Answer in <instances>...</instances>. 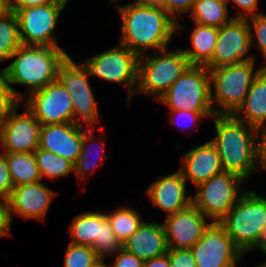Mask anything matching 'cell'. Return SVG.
I'll use <instances>...</instances> for the list:
<instances>
[{"label": "cell", "mask_w": 266, "mask_h": 267, "mask_svg": "<svg viewBox=\"0 0 266 267\" xmlns=\"http://www.w3.org/2000/svg\"><path fill=\"white\" fill-rule=\"evenodd\" d=\"M5 156L14 187L42 180L34 152L5 153Z\"/></svg>", "instance_id": "27"}, {"label": "cell", "mask_w": 266, "mask_h": 267, "mask_svg": "<svg viewBox=\"0 0 266 267\" xmlns=\"http://www.w3.org/2000/svg\"><path fill=\"white\" fill-rule=\"evenodd\" d=\"M55 1L63 3L65 6H67V3H69L70 0H55Z\"/></svg>", "instance_id": "49"}, {"label": "cell", "mask_w": 266, "mask_h": 267, "mask_svg": "<svg viewBox=\"0 0 266 267\" xmlns=\"http://www.w3.org/2000/svg\"><path fill=\"white\" fill-rule=\"evenodd\" d=\"M157 101L167 105L169 111L214 112L209 70L191 65Z\"/></svg>", "instance_id": "7"}, {"label": "cell", "mask_w": 266, "mask_h": 267, "mask_svg": "<svg viewBox=\"0 0 266 267\" xmlns=\"http://www.w3.org/2000/svg\"><path fill=\"white\" fill-rule=\"evenodd\" d=\"M21 45L18 19L11 10L0 16V62L10 60Z\"/></svg>", "instance_id": "30"}, {"label": "cell", "mask_w": 266, "mask_h": 267, "mask_svg": "<svg viewBox=\"0 0 266 267\" xmlns=\"http://www.w3.org/2000/svg\"><path fill=\"white\" fill-rule=\"evenodd\" d=\"M169 115H170L169 116L170 117V119H169L170 123L173 125L179 126L181 128V131H182L183 130L182 129L183 123L186 122V125H188V124L192 125V127L195 129L196 125H199V122H198L199 119L201 120V118H205V117L210 118V116L213 117L215 115V113L214 112H193V111H189V110H176V111H169ZM180 119H182V120H180ZM181 122H182V125H180ZM185 128H187V127H185Z\"/></svg>", "instance_id": "35"}, {"label": "cell", "mask_w": 266, "mask_h": 267, "mask_svg": "<svg viewBox=\"0 0 266 267\" xmlns=\"http://www.w3.org/2000/svg\"><path fill=\"white\" fill-rule=\"evenodd\" d=\"M247 22L251 33V47L257 45L266 62V14L260 12V14L250 16ZM256 41L257 43H254ZM262 67L266 68V64Z\"/></svg>", "instance_id": "34"}, {"label": "cell", "mask_w": 266, "mask_h": 267, "mask_svg": "<svg viewBox=\"0 0 266 267\" xmlns=\"http://www.w3.org/2000/svg\"><path fill=\"white\" fill-rule=\"evenodd\" d=\"M229 11L226 0H196L190 16L194 23L220 28L234 18Z\"/></svg>", "instance_id": "25"}, {"label": "cell", "mask_w": 266, "mask_h": 267, "mask_svg": "<svg viewBox=\"0 0 266 267\" xmlns=\"http://www.w3.org/2000/svg\"><path fill=\"white\" fill-rule=\"evenodd\" d=\"M65 7L63 3L53 2L52 4L12 10L18 19L21 44L62 48L53 32Z\"/></svg>", "instance_id": "11"}, {"label": "cell", "mask_w": 266, "mask_h": 267, "mask_svg": "<svg viewBox=\"0 0 266 267\" xmlns=\"http://www.w3.org/2000/svg\"><path fill=\"white\" fill-rule=\"evenodd\" d=\"M64 256V267H92L100 260L92 247L71 243H69Z\"/></svg>", "instance_id": "33"}, {"label": "cell", "mask_w": 266, "mask_h": 267, "mask_svg": "<svg viewBox=\"0 0 266 267\" xmlns=\"http://www.w3.org/2000/svg\"><path fill=\"white\" fill-rule=\"evenodd\" d=\"M181 161L179 171L194 187L224 172L219 153L210 140L185 152Z\"/></svg>", "instance_id": "20"}, {"label": "cell", "mask_w": 266, "mask_h": 267, "mask_svg": "<svg viewBox=\"0 0 266 267\" xmlns=\"http://www.w3.org/2000/svg\"><path fill=\"white\" fill-rule=\"evenodd\" d=\"M89 78V72L85 66L81 62H74L70 55L58 69L57 79L65 89L86 88L90 86Z\"/></svg>", "instance_id": "31"}, {"label": "cell", "mask_w": 266, "mask_h": 267, "mask_svg": "<svg viewBox=\"0 0 266 267\" xmlns=\"http://www.w3.org/2000/svg\"><path fill=\"white\" fill-rule=\"evenodd\" d=\"M86 129L87 130L83 133L81 152L74 164V172H76L75 174L77 175V177L81 178V180H86V177H88V175H91L92 172H94V170L97 169L98 167L97 165H99V163L102 164V162L104 161V158H107V156H105V153H104L105 152V141H106L104 137L102 138V140L100 139L96 142V140L93 139L95 136V132H94V130H96L95 127L87 126ZM93 151H96L97 153H99V155L95 153L97 154V157H98L96 160H94L95 158L93 159V157L95 156ZM91 155L93 156L91 157Z\"/></svg>", "instance_id": "24"}, {"label": "cell", "mask_w": 266, "mask_h": 267, "mask_svg": "<svg viewBox=\"0 0 266 267\" xmlns=\"http://www.w3.org/2000/svg\"><path fill=\"white\" fill-rule=\"evenodd\" d=\"M212 118L216 135L210 142L219 153L223 170L247 180L258 170V129L233 114H215Z\"/></svg>", "instance_id": "2"}, {"label": "cell", "mask_w": 266, "mask_h": 267, "mask_svg": "<svg viewBox=\"0 0 266 267\" xmlns=\"http://www.w3.org/2000/svg\"><path fill=\"white\" fill-rule=\"evenodd\" d=\"M235 246L245 255L266 226V197L245 190L219 222Z\"/></svg>", "instance_id": "6"}, {"label": "cell", "mask_w": 266, "mask_h": 267, "mask_svg": "<svg viewBox=\"0 0 266 267\" xmlns=\"http://www.w3.org/2000/svg\"><path fill=\"white\" fill-rule=\"evenodd\" d=\"M84 125L70 122L43 125L38 148L55 153L75 164L81 152Z\"/></svg>", "instance_id": "18"}, {"label": "cell", "mask_w": 266, "mask_h": 267, "mask_svg": "<svg viewBox=\"0 0 266 267\" xmlns=\"http://www.w3.org/2000/svg\"><path fill=\"white\" fill-rule=\"evenodd\" d=\"M55 0H10L11 10H20L28 7L52 4Z\"/></svg>", "instance_id": "43"}, {"label": "cell", "mask_w": 266, "mask_h": 267, "mask_svg": "<svg viewBox=\"0 0 266 267\" xmlns=\"http://www.w3.org/2000/svg\"><path fill=\"white\" fill-rule=\"evenodd\" d=\"M115 3H117L120 0H111ZM166 0H134V3L146 5L150 7H160L164 8Z\"/></svg>", "instance_id": "46"}, {"label": "cell", "mask_w": 266, "mask_h": 267, "mask_svg": "<svg viewBox=\"0 0 266 267\" xmlns=\"http://www.w3.org/2000/svg\"><path fill=\"white\" fill-rule=\"evenodd\" d=\"M71 94L57 79L26 98L24 106L42 125L73 122Z\"/></svg>", "instance_id": "13"}, {"label": "cell", "mask_w": 266, "mask_h": 267, "mask_svg": "<svg viewBox=\"0 0 266 267\" xmlns=\"http://www.w3.org/2000/svg\"><path fill=\"white\" fill-rule=\"evenodd\" d=\"M122 248L143 262L167 254L169 248L162 223L143 221Z\"/></svg>", "instance_id": "21"}, {"label": "cell", "mask_w": 266, "mask_h": 267, "mask_svg": "<svg viewBox=\"0 0 266 267\" xmlns=\"http://www.w3.org/2000/svg\"><path fill=\"white\" fill-rule=\"evenodd\" d=\"M196 0H166L164 10L177 22V31L183 29L181 24L176 20L179 15L190 12Z\"/></svg>", "instance_id": "36"}, {"label": "cell", "mask_w": 266, "mask_h": 267, "mask_svg": "<svg viewBox=\"0 0 266 267\" xmlns=\"http://www.w3.org/2000/svg\"><path fill=\"white\" fill-rule=\"evenodd\" d=\"M92 267H111L110 265L105 263V260H99Z\"/></svg>", "instance_id": "48"}, {"label": "cell", "mask_w": 266, "mask_h": 267, "mask_svg": "<svg viewBox=\"0 0 266 267\" xmlns=\"http://www.w3.org/2000/svg\"><path fill=\"white\" fill-rule=\"evenodd\" d=\"M115 6L121 17L119 44L138 56L147 54L149 49L155 52L169 48L177 22L163 8L134 2Z\"/></svg>", "instance_id": "1"}, {"label": "cell", "mask_w": 266, "mask_h": 267, "mask_svg": "<svg viewBox=\"0 0 266 267\" xmlns=\"http://www.w3.org/2000/svg\"><path fill=\"white\" fill-rule=\"evenodd\" d=\"M250 29L247 18H233L219 28L218 39L211 60L205 65L210 69L242 63L254 58L251 50Z\"/></svg>", "instance_id": "14"}, {"label": "cell", "mask_w": 266, "mask_h": 267, "mask_svg": "<svg viewBox=\"0 0 266 267\" xmlns=\"http://www.w3.org/2000/svg\"><path fill=\"white\" fill-rule=\"evenodd\" d=\"M244 182L240 176L224 171L195 187L192 204L211 222L219 223L246 190L239 192Z\"/></svg>", "instance_id": "8"}, {"label": "cell", "mask_w": 266, "mask_h": 267, "mask_svg": "<svg viewBox=\"0 0 266 267\" xmlns=\"http://www.w3.org/2000/svg\"><path fill=\"white\" fill-rule=\"evenodd\" d=\"M143 267H171L168 254L144 261Z\"/></svg>", "instance_id": "44"}, {"label": "cell", "mask_w": 266, "mask_h": 267, "mask_svg": "<svg viewBox=\"0 0 266 267\" xmlns=\"http://www.w3.org/2000/svg\"><path fill=\"white\" fill-rule=\"evenodd\" d=\"M105 215L121 244H123L143 222L139 213L134 208L127 206H120L110 213H105Z\"/></svg>", "instance_id": "28"}, {"label": "cell", "mask_w": 266, "mask_h": 267, "mask_svg": "<svg viewBox=\"0 0 266 267\" xmlns=\"http://www.w3.org/2000/svg\"><path fill=\"white\" fill-rule=\"evenodd\" d=\"M71 94L73 105V122L84 125L85 127H94L100 122V113L97 108V102L91 86L79 89H66Z\"/></svg>", "instance_id": "26"}, {"label": "cell", "mask_w": 266, "mask_h": 267, "mask_svg": "<svg viewBox=\"0 0 266 267\" xmlns=\"http://www.w3.org/2000/svg\"><path fill=\"white\" fill-rule=\"evenodd\" d=\"M13 187L5 153L0 152V201H6L9 198Z\"/></svg>", "instance_id": "38"}, {"label": "cell", "mask_w": 266, "mask_h": 267, "mask_svg": "<svg viewBox=\"0 0 266 267\" xmlns=\"http://www.w3.org/2000/svg\"><path fill=\"white\" fill-rule=\"evenodd\" d=\"M257 165L258 170L266 171V128L258 130Z\"/></svg>", "instance_id": "41"}, {"label": "cell", "mask_w": 266, "mask_h": 267, "mask_svg": "<svg viewBox=\"0 0 266 267\" xmlns=\"http://www.w3.org/2000/svg\"><path fill=\"white\" fill-rule=\"evenodd\" d=\"M113 256L115 259L111 267H143L142 260L123 248H120Z\"/></svg>", "instance_id": "39"}, {"label": "cell", "mask_w": 266, "mask_h": 267, "mask_svg": "<svg viewBox=\"0 0 266 267\" xmlns=\"http://www.w3.org/2000/svg\"><path fill=\"white\" fill-rule=\"evenodd\" d=\"M58 195L42 181L13 187L9 198L5 201L10 222L13 215L25 219H39L45 217L52 200Z\"/></svg>", "instance_id": "16"}, {"label": "cell", "mask_w": 266, "mask_h": 267, "mask_svg": "<svg viewBox=\"0 0 266 267\" xmlns=\"http://www.w3.org/2000/svg\"><path fill=\"white\" fill-rule=\"evenodd\" d=\"M168 48L139 56L138 83L135 93L161 98L174 81L182 75L191 63L181 49L168 51Z\"/></svg>", "instance_id": "5"}, {"label": "cell", "mask_w": 266, "mask_h": 267, "mask_svg": "<svg viewBox=\"0 0 266 267\" xmlns=\"http://www.w3.org/2000/svg\"><path fill=\"white\" fill-rule=\"evenodd\" d=\"M22 102L0 124V144L3 153H31L38 148L43 125L24 106V113L17 109Z\"/></svg>", "instance_id": "15"}, {"label": "cell", "mask_w": 266, "mask_h": 267, "mask_svg": "<svg viewBox=\"0 0 266 267\" xmlns=\"http://www.w3.org/2000/svg\"><path fill=\"white\" fill-rule=\"evenodd\" d=\"M139 56L126 46L105 50L102 53L83 60L81 63L89 72V76H96L107 82L124 85L128 89V105L136 92L138 83Z\"/></svg>", "instance_id": "9"}, {"label": "cell", "mask_w": 266, "mask_h": 267, "mask_svg": "<svg viewBox=\"0 0 266 267\" xmlns=\"http://www.w3.org/2000/svg\"><path fill=\"white\" fill-rule=\"evenodd\" d=\"M68 231L71 244L92 247L101 260L122 248L105 212L88 211L75 216Z\"/></svg>", "instance_id": "10"}, {"label": "cell", "mask_w": 266, "mask_h": 267, "mask_svg": "<svg viewBox=\"0 0 266 267\" xmlns=\"http://www.w3.org/2000/svg\"><path fill=\"white\" fill-rule=\"evenodd\" d=\"M190 41L192 48L182 49L191 65L205 66L212 58L219 28L194 23Z\"/></svg>", "instance_id": "23"}, {"label": "cell", "mask_w": 266, "mask_h": 267, "mask_svg": "<svg viewBox=\"0 0 266 267\" xmlns=\"http://www.w3.org/2000/svg\"><path fill=\"white\" fill-rule=\"evenodd\" d=\"M256 248L266 255V226L262 229L254 245L248 251L255 250Z\"/></svg>", "instance_id": "45"}, {"label": "cell", "mask_w": 266, "mask_h": 267, "mask_svg": "<svg viewBox=\"0 0 266 267\" xmlns=\"http://www.w3.org/2000/svg\"><path fill=\"white\" fill-rule=\"evenodd\" d=\"M171 267H197L190 249H168Z\"/></svg>", "instance_id": "37"}, {"label": "cell", "mask_w": 266, "mask_h": 267, "mask_svg": "<svg viewBox=\"0 0 266 267\" xmlns=\"http://www.w3.org/2000/svg\"><path fill=\"white\" fill-rule=\"evenodd\" d=\"M233 115L258 130L266 128V68L254 77L244 103Z\"/></svg>", "instance_id": "22"}, {"label": "cell", "mask_w": 266, "mask_h": 267, "mask_svg": "<svg viewBox=\"0 0 266 267\" xmlns=\"http://www.w3.org/2000/svg\"><path fill=\"white\" fill-rule=\"evenodd\" d=\"M209 224L203 213L193 204L166 216L162 226L168 248L190 249L198 242Z\"/></svg>", "instance_id": "17"}, {"label": "cell", "mask_w": 266, "mask_h": 267, "mask_svg": "<svg viewBox=\"0 0 266 267\" xmlns=\"http://www.w3.org/2000/svg\"><path fill=\"white\" fill-rule=\"evenodd\" d=\"M34 156L41 179L48 177V179L57 180L74 172V164L55 153L37 148Z\"/></svg>", "instance_id": "29"}, {"label": "cell", "mask_w": 266, "mask_h": 267, "mask_svg": "<svg viewBox=\"0 0 266 267\" xmlns=\"http://www.w3.org/2000/svg\"><path fill=\"white\" fill-rule=\"evenodd\" d=\"M228 5L229 2L235 3L234 5H237L241 11H239V14L235 16V18H248V16H253L260 14L256 10L258 9V2L259 0H226Z\"/></svg>", "instance_id": "40"}, {"label": "cell", "mask_w": 266, "mask_h": 267, "mask_svg": "<svg viewBox=\"0 0 266 267\" xmlns=\"http://www.w3.org/2000/svg\"><path fill=\"white\" fill-rule=\"evenodd\" d=\"M11 222L5 201H0V238L11 236Z\"/></svg>", "instance_id": "42"}, {"label": "cell", "mask_w": 266, "mask_h": 267, "mask_svg": "<svg viewBox=\"0 0 266 267\" xmlns=\"http://www.w3.org/2000/svg\"><path fill=\"white\" fill-rule=\"evenodd\" d=\"M255 267H266V261L264 263L262 262L261 264L255 266Z\"/></svg>", "instance_id": "50"}, {"label": "cell", "mask_w": 266, "mask_h": 267, "mask_svg": "<svg viewBox=\"0 0 266 267\" xmlns=\"http://www.w3.org/2000/svg\"><path fill=\"white\" fill-rule=\"evenodd\" d=\"M11 11L10 0H0V16Z\"/></svg>", "instance_id": "47"}, {"label": "cell", "mask_w": 266, "mask_h": 267, "mask_svg": "<svg viewBox=\"0 0 266 267\" xmlns=\"http://www.w3.org/2000/svg\"><path fill=\"white\" fill-rule=\"evenodd\" d=\"M69 53L63 48L21 45L2 68L7 82L25 85L28 95L57 80L58 69Z\"/></svg>", "instance_id": "3"}, {"label": "cell", "mask_w": 266, "mask_h": 267, "mask_svg": "<svg viewBox=\"0 0 266 267\" xmlns=\"http://www.w3.org/2000/svg\"><path fill=\"white\" fill-rule=\"evenodd\" d=\"M186 180L178 170L166 176H160L147 189L152 206L161 209L166 215L174 214L192 204V195H186Z\"/></svg>", "instance_id": "19"}, {"label": "cell", "mask_w": 266, "mask_h": 267, "mask_svg": "<svg viewBox=\"0 0 266 267\" xmlns=\"http://www.w3.org/2000/svg\"><path fill=\"white\" fill-rule=\"evenodd\" d=\"M190 250L197 267H237L243 256L224 227L216 222H210Z\"/></svg>", "instance_id": "12"}, {"label": "cell", "mask_w": 266, "mask_h": 267, "mask_svg": "<svg viewBox=\"0 0 266 267\" xmlns=\"http://www.w3.org/2000/svg\"><path fill=\"white\" fill-rule=\"evenodd\" d=\"M255 62V59H251L209 70L211 101L215 114H234L244 103L254 77L263 68L255 71ZM217 105L219 108L215 107Z\"/></svg>", "instance_id": "4"}, {"label": "cell", "mask_w": 266, "mask_h": 267, "mask_svg": "<svg viewBox=\"0 0 266 267\" xmlns=\"http://www.w3.org/2000/svg\"><path fill=\"white\" fill-rule=\"evenodd\" d=\"M25 94L10 87L3 69H0V124L25 100Z\"/></svg>", "instance_id": "32"}]
</instances>
